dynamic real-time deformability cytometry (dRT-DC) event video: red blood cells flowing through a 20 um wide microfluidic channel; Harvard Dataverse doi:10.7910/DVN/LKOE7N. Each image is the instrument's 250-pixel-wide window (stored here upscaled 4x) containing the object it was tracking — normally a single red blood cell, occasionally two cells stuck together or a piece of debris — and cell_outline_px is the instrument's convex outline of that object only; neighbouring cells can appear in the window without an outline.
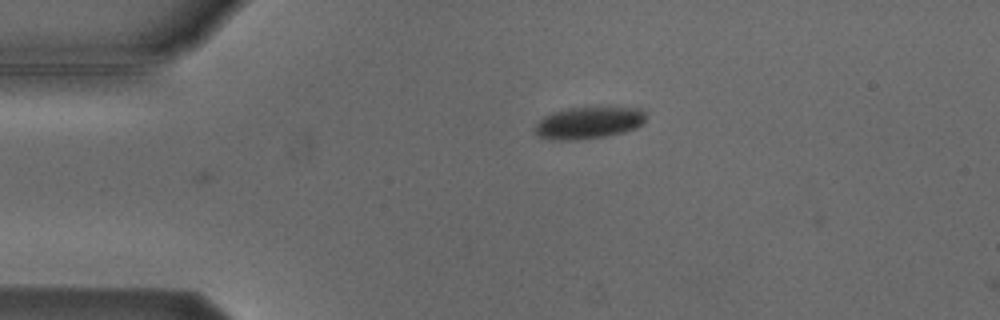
{"species": "Egyptian fruit bat (a non-hibernating species)", "species_latin": "Rousettus aegyptiacus", "temperature_condition": "cold", "stored_images_in_passage": 2, "camera_frame_rate_fps": 3000, "um_per_image_px": 0.085, "animal": {"sex": "male"}, "frame": {"image": 1, "passage_image": 1, "time_ms": 0.0, "image_size_px": [1000, 320], "cell_outline_px": [[644, 120], [636, 128], [624, 132], [604, 136], [580, 140], [552, 140], [536, 136], [532, 132], [532, 128], [544, 116], [552, 112], [568, 108], [608, 104], [644, 108]], "centroid_in_image_um": [50.03, 10.39], "position_along_channel_um": 35.0, "area_um2": 21.79}}